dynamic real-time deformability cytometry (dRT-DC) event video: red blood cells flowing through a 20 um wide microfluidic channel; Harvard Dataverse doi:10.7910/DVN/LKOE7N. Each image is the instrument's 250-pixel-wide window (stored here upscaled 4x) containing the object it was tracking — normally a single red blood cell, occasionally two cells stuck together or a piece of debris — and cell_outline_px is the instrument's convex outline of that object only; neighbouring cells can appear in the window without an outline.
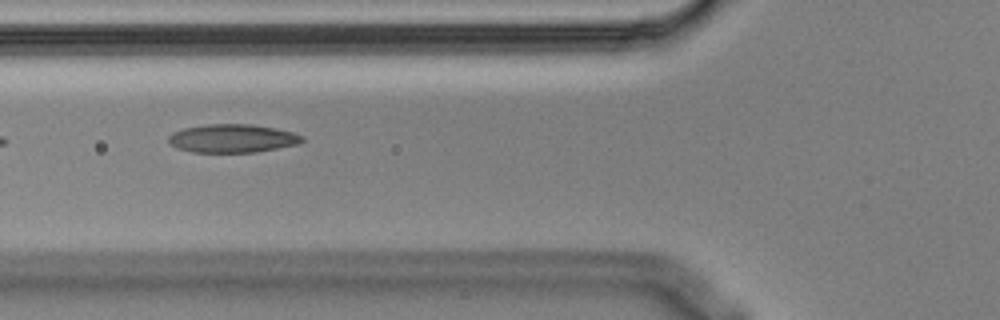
{"species": "Egyptian fruit bat (a non-hibernating species)", "species_latin": "Rousettus aegyptiacus", "temperature_condition": "cold", "stored_images_in_passage": 8, "camera_frame_rate_fps": 3000, "um_per_image_px": 0.085, "animal": {"sex": "male"}, "frame": {"image": 1, "passage_image": 6, "time_ms": 1.667, "image_size_px": [1000, 320], "cell_outline_px": [[304, 140], [296, 144], [256, 152], [192, 152], [176, 148], [168, 140], [168, 136], [172, 132], [184, 128], [208, 124], [252, 124], [292, 132], [304, 136]], "centroid_in_image_um": [19.72, 11.76], "position_along_channel_um": 106.1, "area_um2": 21.91}}
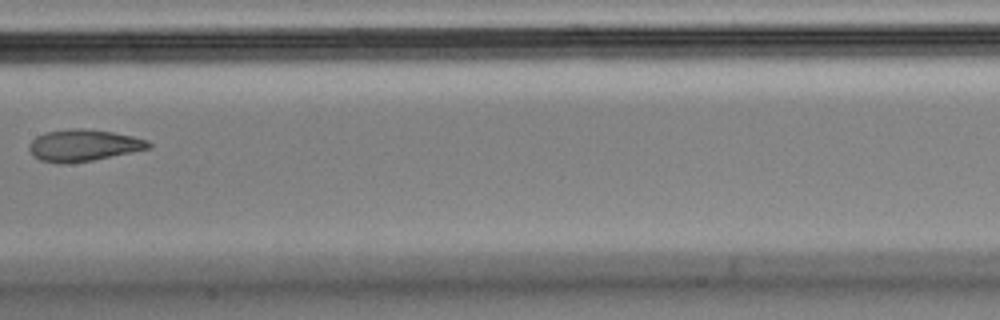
{"frame": {"image": 2, "passage_image": 8, "time_ms": 2.333, "image_size_px": [1000, 320], "cell_outline_px": [[152, 148], [92, 160], [64, 164], [56, 164], [40, 160], [32, 156], [28, 148], [28, 144], [36, 136], [48, 132], [72, 128], [84, 128], [112, 132], [132, 136], [148, 140], [152, 144]], "centroid_in_image_um": [7.07, 12.36], "position_along_channel_um": 200.3, "area_um2": 22.2}}